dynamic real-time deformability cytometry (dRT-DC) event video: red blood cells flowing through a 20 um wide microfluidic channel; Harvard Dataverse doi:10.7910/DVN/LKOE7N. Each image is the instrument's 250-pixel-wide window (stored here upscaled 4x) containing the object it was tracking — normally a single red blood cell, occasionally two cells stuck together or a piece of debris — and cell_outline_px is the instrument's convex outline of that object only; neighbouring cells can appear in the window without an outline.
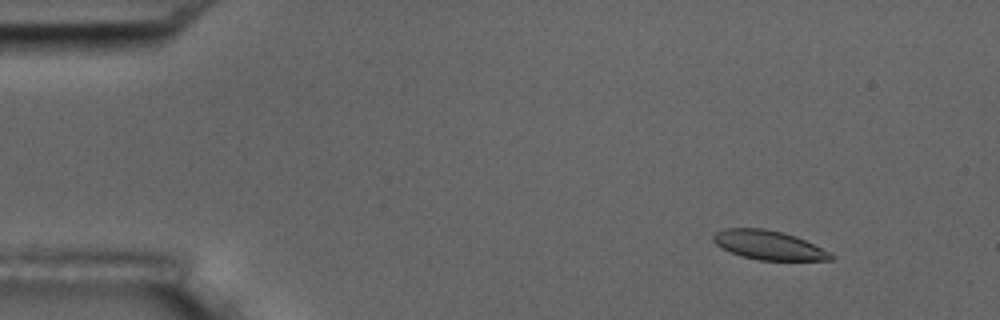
{"species": "common noctule bat (a hibernating species)", "species_latin": "Nyctalus noctula", "temperature_condition": "room temperature", "stored_images_in_passage": 3, "camera_frame_rate_fps": 3000, "um_per_image_px": 0.085, "animal": {"sex": "male", "body_mass_g": 17.5, "forearm_length_mm": 52.3}, "frame": {"image": 1, "passage_image": 1, "time_ms": 0.0, "image_size_px": [1000, 320], "cell_outline_px": [[832, 260], [760, 260], [740, 256], [716, 244], [712, 240], [712, 236], [716, 232], [724, 228], [760, 228], [780, 232], [796, 236], [828, 252], [832, 256]], "centroid_in_image_um": [65.27, 20.83], "position_along_channel_um": 19.7, "area_um2": 19.48}}
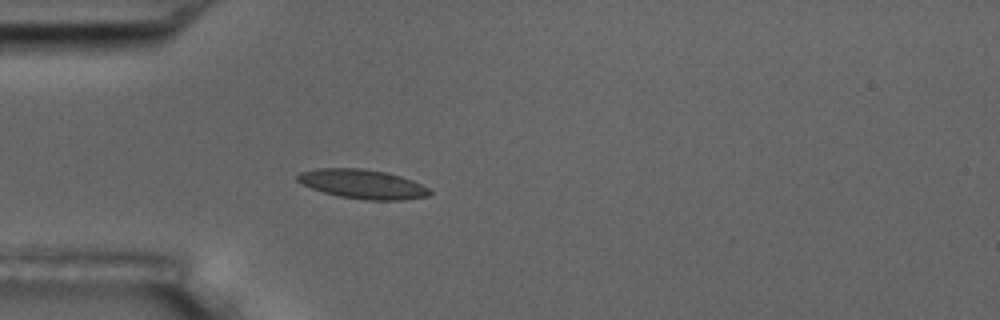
{"frame": {"image": 2, "passage_image": 3, "time_ms": 0.667, "image_size_px": [1000, 320], "cell_outline_px": [[432, 192], [428, 196], [400, 200], [368, 200], [340, 196], [324, 192], [312, 188], [296, 180], [296, 176], [300, 172], [316, 168], [360, 168], [384, 172], [400, 176], [412, 180], [428, 188]], "centroid_in_image_um": [30.81, 15.64], "position_along_channel_um": 54.2, "area_um2": 22.25}}